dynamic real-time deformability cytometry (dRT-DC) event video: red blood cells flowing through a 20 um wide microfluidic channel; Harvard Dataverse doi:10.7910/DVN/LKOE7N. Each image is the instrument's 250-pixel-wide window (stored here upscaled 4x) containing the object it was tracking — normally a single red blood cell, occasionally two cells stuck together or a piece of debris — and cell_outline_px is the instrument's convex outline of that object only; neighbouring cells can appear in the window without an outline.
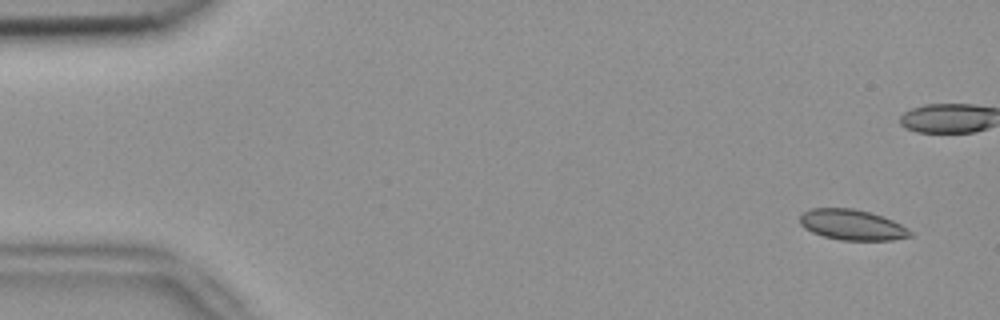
{"species": "common noctule bat (a hibernating species)", "species_latin": "Nyctalus noctula", "temperature_condition": "room temperature", "stored_images_in_passage": 8, "camera_frame_rate_fps": 3000, "um_per_image_px": 0.085, "animal": {"sex": "female", "body_mass_g": 18.4}, "frame": {"image": 1, "passage_image": 1, "time_ms": 0.0, "image_size_px": [1000, 320], "cell_outline_px": [[912, 236], [892, 240], [840, 240], [824, 236], [812, 232], [804, 228], [800, 224], [800, 216], [804, 212], [812, 208], [852, 208], [884, 216], [908, 228], [912, 232]], "centroid_in_image_um": [72.44, 19.11], "position_along_channel_um": 12.6, "area_um2": 19.59}}
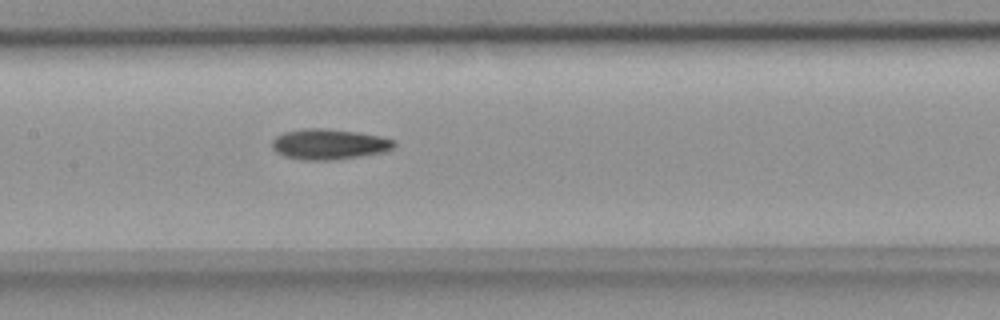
{"frame": {"image": 2, "passage_image": 8, "time_ms": 2.333, "image_size_px": [1000, 320], "cell_outline_px": [[396, 144], [392, 148], [384, 152], [328, 160], [304, 160], [284, 156], [276, 152], [272, 148], [272, 140], [276, 136], [284, 132], [304, 128], [324, 128], [356, 132], [380, 136], [396, 140]], "centroid_in_image_um": [27.94, 12.25], "position_along_channel_um": 179.5, "area_um2": 21.56}}